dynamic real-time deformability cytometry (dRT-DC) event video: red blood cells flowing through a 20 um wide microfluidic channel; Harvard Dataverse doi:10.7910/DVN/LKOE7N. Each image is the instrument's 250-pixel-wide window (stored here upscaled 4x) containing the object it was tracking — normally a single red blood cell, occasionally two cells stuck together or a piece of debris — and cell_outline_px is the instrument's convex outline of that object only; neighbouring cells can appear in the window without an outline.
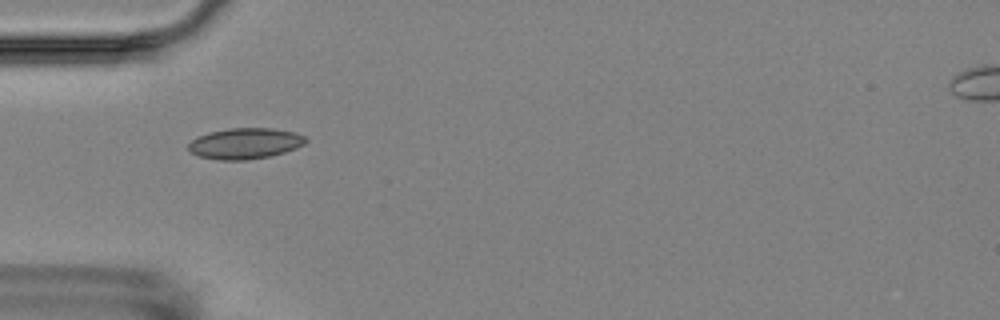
{"species": "Egyptian fruit bat (a non-hibernating species)", "species_latin": "Rousettus aegyptiacus", "temperature_condition": "room temperature", "stored_images_in_passage": 7, "camera_frame_rate_fps": 3000, "um_per_image_px": 0.085, "animal": {"sex": "female"}, "frame": {"image": 1, "passage_image": 4, "time_ms": 3.333, "image_size_px": [1000, 320], "cell_outline_px": [[308, 140], [304, 144], [296, 148], [284, 152], [268, 156], [244, 160], [220, 160], [200, 156], [188, 152], [188, 144], [196, 136], [208, 132], [228, 128], [272, 128], [292, 132], [304, 136]], "centroid_in_image_um": [20.78, 12.19], "position_along_channel_um": 64.2, "area_um2": 21.1}}
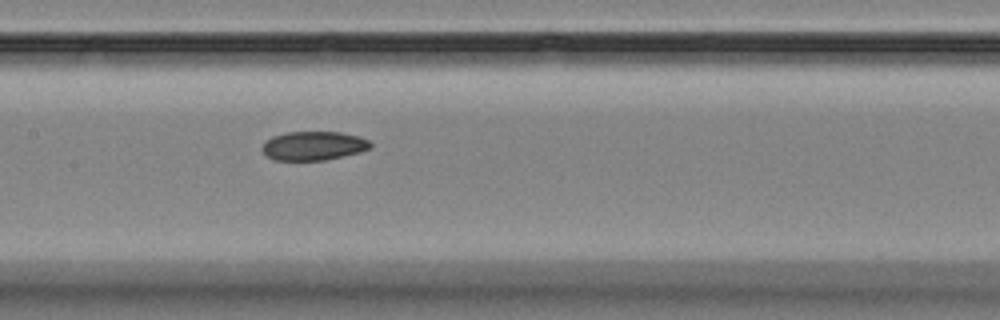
{"frame": {"image": 2, "passage_image": 7, "time_ms": 6.667, "image_size_px": [1000, 320], "cell_outline_px": [[372, 148], [360, 152], [324, 160], [272, 160], [260, 148], [272, 136], [288, 132], [340, 132], [360, 136], [368, 140], [372, 144]], "centroid_in_image_um": [26.67, 12.39], "position_along_channel_um": 180.7, "area_um2": 18.21}}